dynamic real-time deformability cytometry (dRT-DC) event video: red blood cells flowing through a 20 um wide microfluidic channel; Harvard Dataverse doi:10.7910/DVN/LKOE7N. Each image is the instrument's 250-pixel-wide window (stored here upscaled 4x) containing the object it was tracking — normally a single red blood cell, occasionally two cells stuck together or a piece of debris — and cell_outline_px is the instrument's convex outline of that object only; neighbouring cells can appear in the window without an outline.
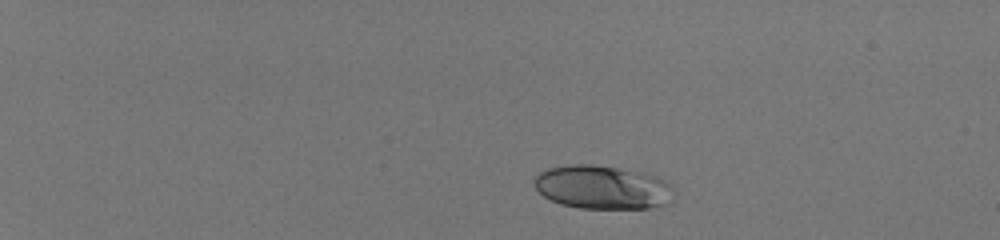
{"species": "human", "species_latin": "Homo sapiens", "temperature_condition": "room temperature", "stored_images_in_passage": 44, "camera_frame_rate_fps": 3000, "um_per_image_px": 0.085, "donor": {"sex": "male"}, "frame": {"image": 1, "passage_image": 1, "time_ms": 0.0, "image_size_px": [1000, 240], "cell_outline_px": [[672, 188], [668, 204], [648, 208], [580, 208], [560, 204], [544, 196], [532, 184], [532, 180], [540, 172], [548, 168], [568, 164], [592, 164], [644, 172], [656, 176], [672, 184]], "centroid_in_image_um": [51.18, 15.9], "position_along_channel_um": 33.8, "area_um2": 35.55}}
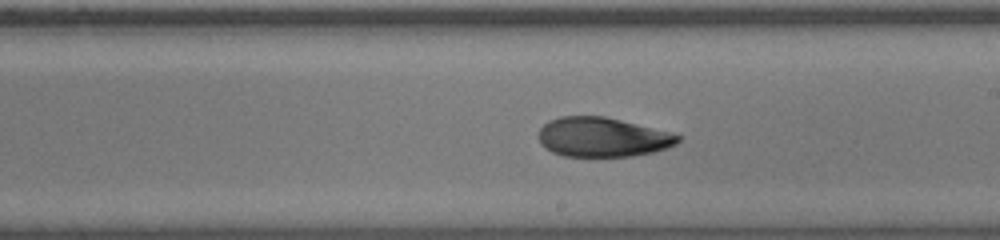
{"frame": {"image": 2, "passage_image": 26, "time_ms": 8.333, "image_size_px": [1000, 240], "cell_outline_px": [[680, 140], [676, 144], [668, 148], [652, 152], [632, 156], [564, 156], [552, 152], [544, 148], [540, 144], [540, 128], [548, 120], [560, 116], [604, 116], [668, 132], [680, 136]], "centroid_in_image_um": [51.17, 11.66], "position_along_channel_um": 237.8, "area_um2": 31.79}}
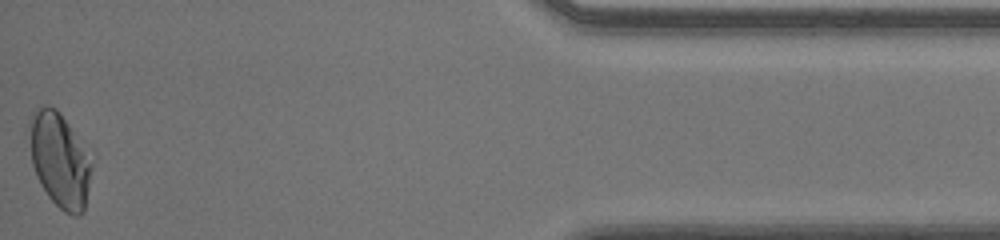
{"frame": {"image": 3, "passage_image": 44, "time_ms": 14.333, "image_size_px": [1000, 240], "cell_outline_px": [[96, 156], [84, 212], [80, 216], [72, 216], [64, 212], [48, 196], [40, 184], [36, 176], [32, 164], [28, 124], [32, 112], [44, 104], [48, 104], [56, 108], [60, 112]], "centroid_in_image_um": [5.15, 13.57], "position_along_channel_um": 430.1, "area_um2": 35.89}, "authors_computed_cell_mechanics": {"area_um2": 32.8593, "velocity_mm_per_s": 4.0681, "shape_relaxation_time_tau1_ms": null, "shape_relaxation_time_tau2_ms": 1.2894, "deformation_change_tau1": null, "deformation_change_tau2": 0.0601}}